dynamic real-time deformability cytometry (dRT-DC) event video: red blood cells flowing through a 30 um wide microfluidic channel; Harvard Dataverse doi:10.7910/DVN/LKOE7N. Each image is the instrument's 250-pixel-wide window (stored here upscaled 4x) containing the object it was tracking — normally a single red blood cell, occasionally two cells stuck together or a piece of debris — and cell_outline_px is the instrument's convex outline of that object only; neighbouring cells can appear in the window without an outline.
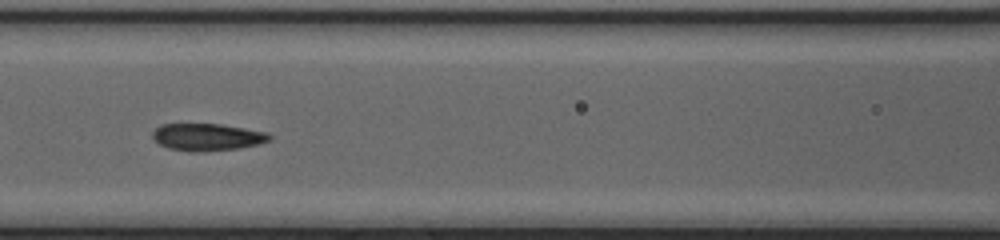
{"species": "common noctule bat (a hibernating species)", "species_latin": "Nyctalus noctula", "temperature_condition": "cold", "stored_images_in_passage": 49, "segment_of_instrument_passage": [2, 2], "camera_frame_rate_fps": 3000, "um_per_image_px": 0.085, "animal": {"sex": "female", "body_mass_g": 20.0, "forearm_length_mm": 54.0}, "frame": {"image": 1, "passage_image": 23, "time_ms": 7.333, "image_size_px": [1000, 240], "cell_outline_px": [[272, 140], [240, 148], [200, 152], [188, 152], [168, 148], [160, 144], [152, 136], [152, 132], [160, 124], [220, 124], [268, 132], [272, 136]], "centroid_in_image_um": [17.62, 11.65], "position_along_channel_um": 149.0, "area_um2": 18.61}}
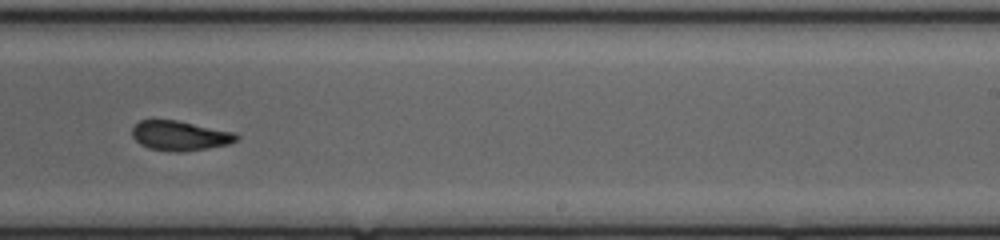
{"frame": {"image": 2, "passage_image": 32, "time_ms": 10.333, "image_size_px": [1000, 240], "cell_outline_px": [[240, 136], [236, 140], [228, 144], [208, 148], [184, 152], [172, 152], [148, 148], [140, 144], [132, 136], [132, 128], [140, 120], [176, 120], [236, 132]], "centroid_in_image_um": [15.3, 11.54], "position_along_channel_um": 273.7, "area_um2": 18.15}}
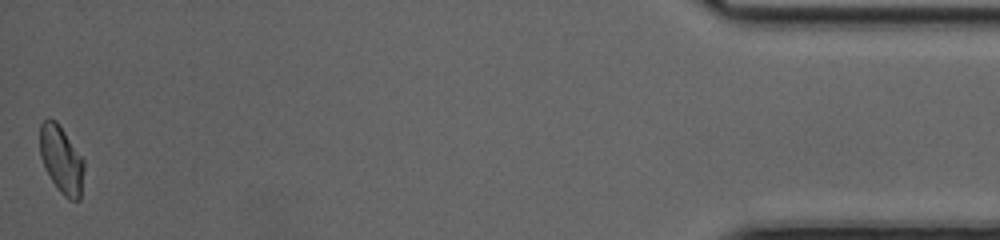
{"frame": {"image": 3, "passage_image": 49, "time_ms": 16.0, "image_size_px": [1000, 240], "cell_outline_px": [[84, 168], [80, 200], [68, 200], [60, 192], [52, 180], [40, 156], [40, 124], [48, 116], [56, 120], [84, 160]], "centroid_in_image_um": [5.22, 13.55], "position_along_channel_um": 430.0, "area_um2": 17.22}}